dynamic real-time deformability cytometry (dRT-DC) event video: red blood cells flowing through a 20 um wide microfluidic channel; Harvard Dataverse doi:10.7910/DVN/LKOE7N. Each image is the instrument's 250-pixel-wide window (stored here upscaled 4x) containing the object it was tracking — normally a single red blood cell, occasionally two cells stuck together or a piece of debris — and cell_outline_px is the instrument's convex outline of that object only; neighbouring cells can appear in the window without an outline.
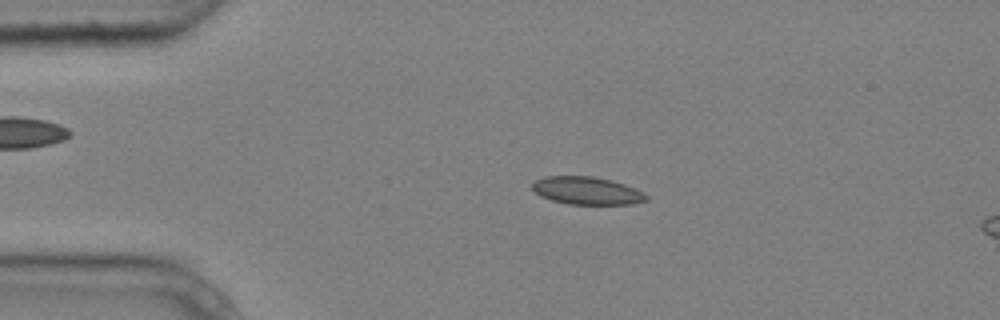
{"species": "common noctule bat (a hibernating species)", "species_latin": "Nyctalus noctula", "temperature_condition": "cold", "stored_images_in_passage": 4, "segment_of_instrument_passage": [1, 2], "camera_frame_rate_fps": 3000, "um_per_image_px": 0.085, "animal": {"sex": "male", "body_mass_g": 20.4}, "frame": {"image": 1, "passage_image": 2, "time_ms": 0.333, "image_size_px": [1000, 320], "cell_outline_px": [[648, 200], [632, 204], [568, 204], [552, 200], [540, 196], [532, 192], [532, 184], [536, 180], [544, 176], [592, 176], [612, 180], [624, 184], [644, 192], [648, 196]], "centroid_in_image_um": [49.87, 16.21], "position_along_channel_um": 35.1, "area_um2": 18.55}}